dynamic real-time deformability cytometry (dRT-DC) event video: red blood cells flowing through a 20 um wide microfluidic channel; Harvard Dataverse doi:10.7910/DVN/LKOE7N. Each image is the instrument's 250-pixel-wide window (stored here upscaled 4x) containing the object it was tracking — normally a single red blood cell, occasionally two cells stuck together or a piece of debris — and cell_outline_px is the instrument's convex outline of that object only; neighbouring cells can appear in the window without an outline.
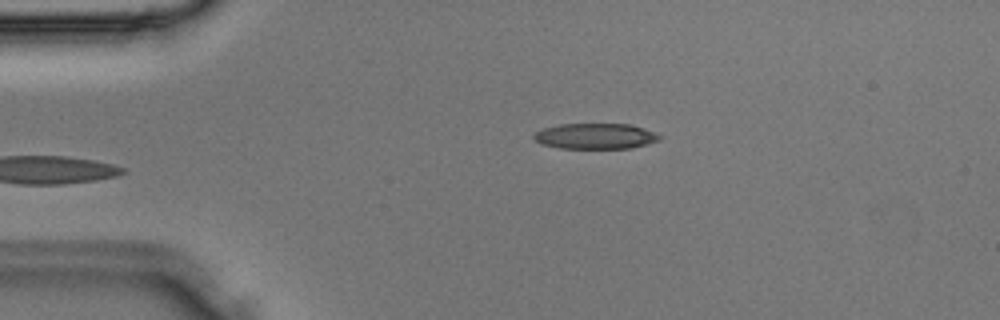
{"species": "Egyptian fruit bat (a non-hibernating species)", "species_latin": "Rousettus aegyptiacus", "temperature_condition": "room temperature", "stored_images_in_passage": 4, "camera_frame_rate_fps": 3000, "um_per_image_px": 0.085, "animal": {"sex": "male"}, "frame": {"image": 1, "passage_image": 4, "time_ms": 1.0, "image_size_px": [1000, 320], "cell_outline_px": [[664, 136], [660, 140], [628, 148], [560, 148], [540, 144], [532, 136], [536, 132], [544, 128], [560, 124], [628, 124], [644, 128]], "centroid_in_image_um": [50.61, 11.57], "position_along_channel_um": 34.4, "area_um2": 18.67}}